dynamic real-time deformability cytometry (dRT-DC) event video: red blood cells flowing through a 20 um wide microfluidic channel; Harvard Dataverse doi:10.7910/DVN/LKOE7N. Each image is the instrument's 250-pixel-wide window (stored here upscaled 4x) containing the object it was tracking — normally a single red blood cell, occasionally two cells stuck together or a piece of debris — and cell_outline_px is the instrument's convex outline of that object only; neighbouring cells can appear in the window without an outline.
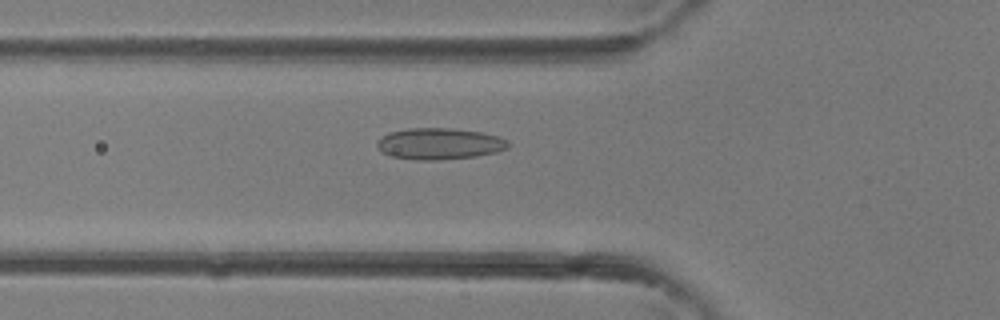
{"species": "common noctule bat (a hibernating species)", "species_latin": "Nyctalus noctula", "temperature_condition": "room temperature", "stored_images_in_passage": 24, "camera_frame_rate_fps": 3000, "um_per_image_px": 0.085, "animal": {"sex": "female"}, "frame": {"image": 1, "passage_image": 3, "time_ms": 0.667, "image_size_px": [1000, 320], "cell_outline_px": [[508, 148], [496, 152], [476, 156], [436, 160], [416, 160], [388, 156], [380, 152], [376, 148], [376, 140], [380, 136], [388, 132], [408, 128], [452, 128], [480, 132], [500, 136], [508, 140]], "centroid_in_image_um": [37.28, 12.21], "position_along_channel_um": 88.5, "area_um2": 24.39}}
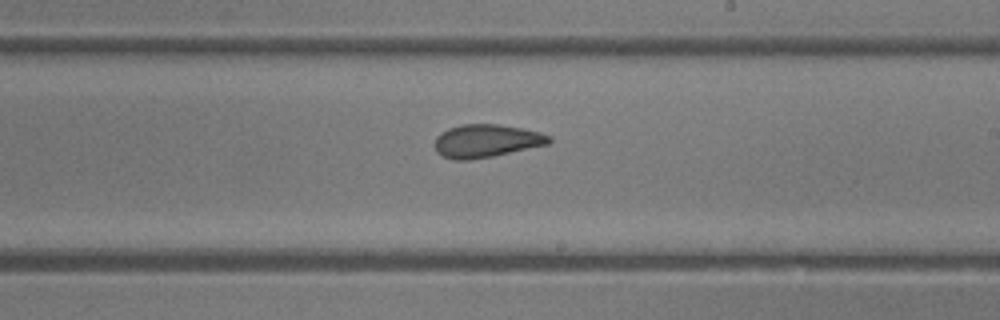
{"frame": {"image": 2, "passage_image": 12, "time_ms": 3.667, "image_size_px": [1000, 320], "cell_outline_px": [[552, 140], [548, 144], [492, 156], [468, 160], [452, 160], [440, 156], [436, 152], [436, 136], [440, 132], [448, 128], [460, 124], [500, 124], [524, 128], [540, 132], [552, 136]], "centroid_in_image_um": [41.32, 11.97], "position_along_channel_um": 247.7, "area_um2": 22.2}}
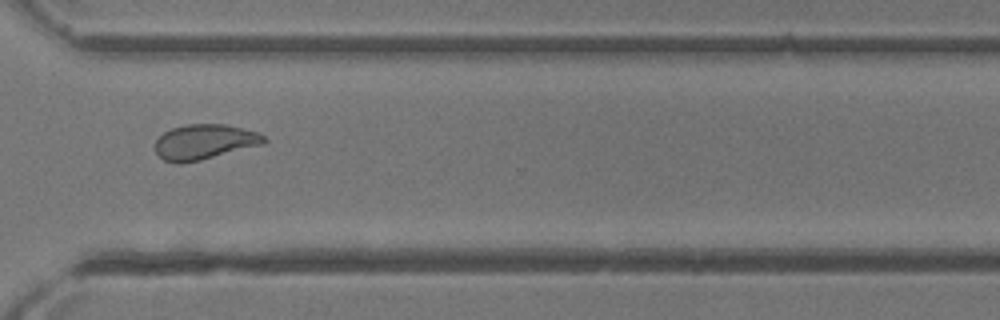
{"frame": {"image": 3, "passage_image": 18, "time_ms": 5.667, "image_size_px": [1000, 320], "cell_outline_px": [[268, 140], [264, 144], [200, 160], [180, 164], [176, 164], [164, 160], [156, 152], [156, 140], [164, 132], [172, 128], [188, 124], [228, 124], [256, 132], [264, 136]], "centroid_in_image_um": [17.39, 12.06], "position_along_channel_um": 353.2, "area_um2": 22.2}}